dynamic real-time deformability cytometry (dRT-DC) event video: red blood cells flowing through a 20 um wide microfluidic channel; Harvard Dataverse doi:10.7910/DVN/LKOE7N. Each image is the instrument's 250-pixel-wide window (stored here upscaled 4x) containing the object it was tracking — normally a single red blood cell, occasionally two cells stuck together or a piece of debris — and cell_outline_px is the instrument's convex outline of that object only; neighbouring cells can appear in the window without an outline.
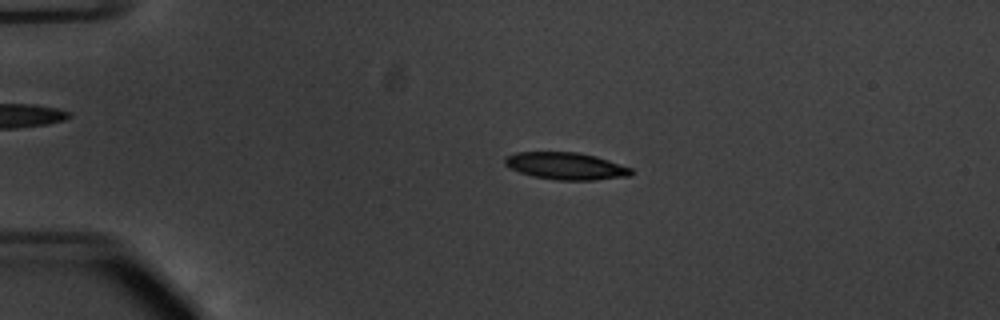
{"species": "common noctule bat (a hibernating species)", "species_latin": "Nyctalus noctula", "temperature_condition": "warm", "stored_images_in_passage": 54, "camera_frame_rate_fps": 3000, "um_per_image_px": 0.085, "animal": {"sex": "male", "body_mass_g": 20.1, "forearm_length_mm": 53.5}, "frame": {"image": 1, "passage_image": 12, "time_ms": 3.667, "image_size_px": [1000, 320], "cell_outline_px": [[632, 176], [596, 180], [556, 180], [532, 176], [520, 172], [504, 164], [504, 156], [516, 152], [580, 152], [596, 156], [632, 168]], "centroid_in_image_um": [48.11, 14.11], "position_along_channel_um": 36.9, "area_um2": 20.11}}
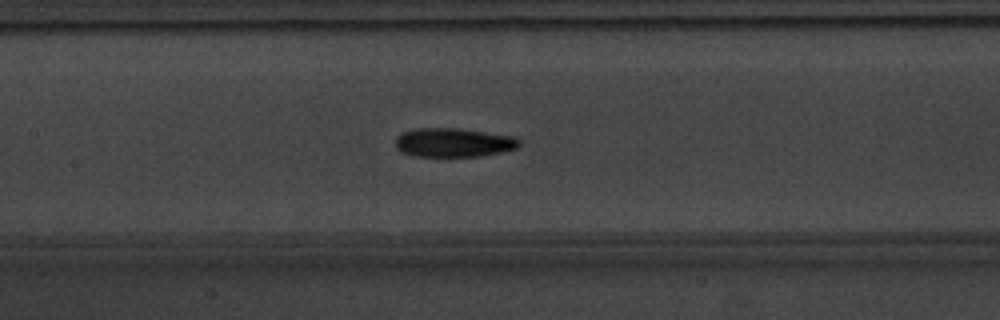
{"frame": {"image": 2, "passage_image": 26, "time_ms": 8.333, "image_size_px": [1000, 320], "cell_outline_px": [[520, 144], [516, 148], [500, 152], [480, 156], [416, 156], [400, 152], [396, 148], [396, 136], [400, 132], [416, 128], [460, 128], [516, 136], [520, 140]], "centroid_in_image_um": [38.53, 12.1], "position_along_channel_um": 168.9, "area_um2": 21.1}}
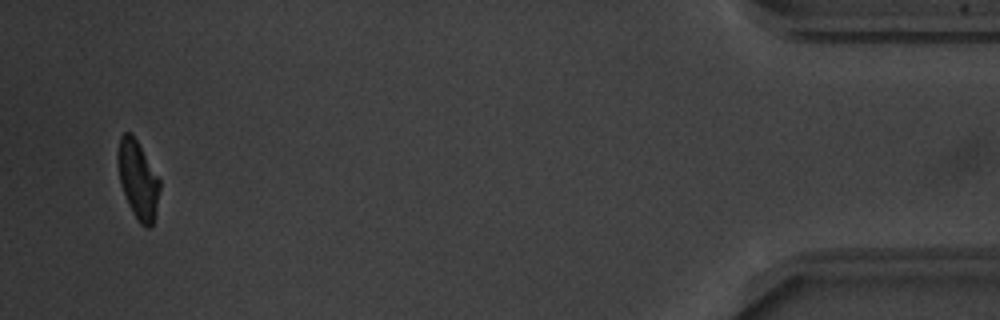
{"frame": {"image": 3, "passage_image": 52, "time_ms": 17.0, "image_size_px": [1000, 320], "cell_outline_px": [[160, 188], [156, 212], [152, 224], [148, 228], [144, 228], [140, 224], [132, 212], [128, 204], [120, 184], [116, 156], [120, 136], [124, 132], [128, 132], [136, 140], [160, 180]], "centroid_in_image_um": [11.7, 15.3], "position_along_channel_um": 423.5, "area_um2": 18.96}, "authors_computed_cell_mechanics": {"area_um2": 20.23, "velocity_mm_per_s": 3.7913, "shape_relaxation_time_tau1_ms": 2.7631, "shape_relaxation_time_tau2_ms": 6.2078, "deformation_change_tau1": 0.1454, "deformation_change_tau2": 0.1121}}